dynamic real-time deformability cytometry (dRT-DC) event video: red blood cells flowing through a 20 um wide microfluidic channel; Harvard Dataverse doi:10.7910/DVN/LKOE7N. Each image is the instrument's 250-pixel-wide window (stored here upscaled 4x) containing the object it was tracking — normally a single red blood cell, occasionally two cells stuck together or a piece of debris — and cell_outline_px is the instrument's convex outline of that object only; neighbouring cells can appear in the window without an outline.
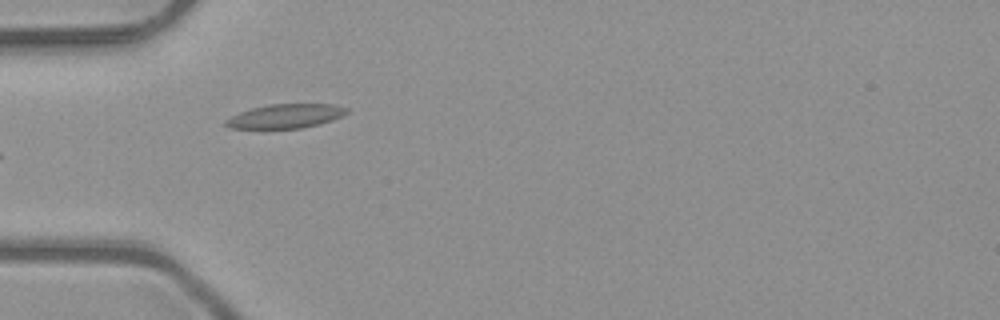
{"species": "common noctule bat (a hibernating species)", "species_latin": "Nyctalus noctula", "temperature_condition": "room temperature", "stored_images_in_passage": 5, "camera_frame_rate_fps": 3000, "um_per_image_px": 0.085, "animal": {"sex": "male", "body_mass_g": 23.1, "forearm_length_mm": 52.7}, "frame": {"image": 1, "passage_image": 4, "time_ms": 1.0, "image_size_px": [1000, 320], "cell_outline_px": [[352, 112], [332, 120], [320, 124], [300, 128], [232, 128], [224, 124], [224, 120], [240, 112], [252, 108], [268, 104], [332, 104], [348, 108]], "centroid_in_image_um": [24.32, 9.86], "position_along_channel_um": 60.7, "area_um2": 16.99}}
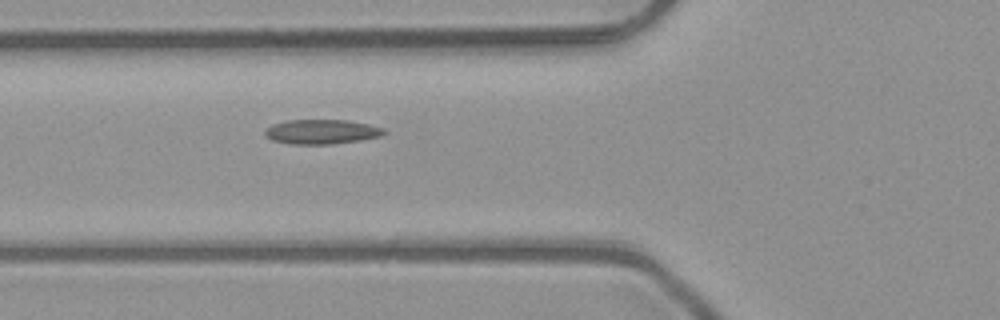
{"frame": {"image": 2, "passage_image": 5, "time_ms": 1.333, "image_size_px": [1000, 320], "cell_outline_px": [[388, 132], [380, 136], [360, 140], [332, 144], [288, 144], [272, 140], [264, 136], [264, 132], [272, 124], [284, 120], [348, 120], [368, 124], [384, 128]], "centroid_in_image_um": [27.32, 11.2], "position_along_channel_um": 98.5, "area_um2": 17.17}}